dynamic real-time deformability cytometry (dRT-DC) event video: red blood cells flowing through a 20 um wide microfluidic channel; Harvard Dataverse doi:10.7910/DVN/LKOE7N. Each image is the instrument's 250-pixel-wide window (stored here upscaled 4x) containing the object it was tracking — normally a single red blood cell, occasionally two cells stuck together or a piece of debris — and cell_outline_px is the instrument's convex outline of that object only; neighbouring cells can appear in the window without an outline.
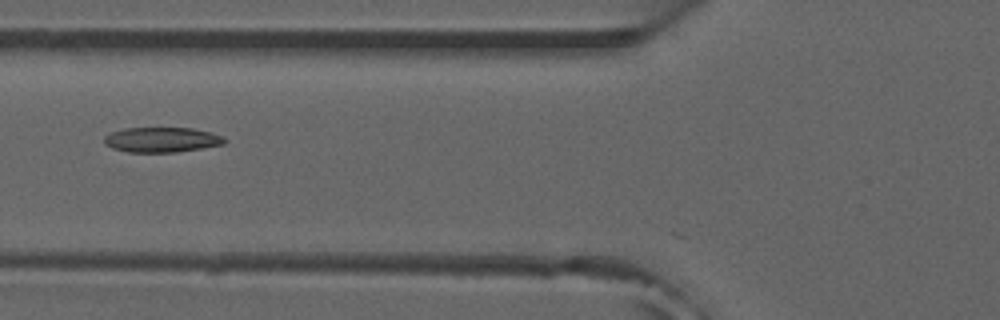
{"species": "common noctule bat (a hibernating species)", "species_latin": "Nyctalus noctula", "temperature_condition": "room temperature", "stored_images_in_passage": 16, "camera_frame_rate_fps": 3000, "um_per_image_px": 0.085, "animal": {"sex": "male", "forearm_length_mm": 52.5}, "frame": {"image": 1, "passage_image": 13, "time_ms": 4.0, "image_size_px": [1000, 320], "cell_outline_px": [[228, 140], [224, 144], [176, 152], [128, 152], [112, 148], [104, 144], [104, 136], [112, 132], [124, 128], [192, 128], [212, 132]], "centroid_in_image_um": [13.73, 11.87], "position_along_channel_um": 112.1, "area_um2": 17.51}}